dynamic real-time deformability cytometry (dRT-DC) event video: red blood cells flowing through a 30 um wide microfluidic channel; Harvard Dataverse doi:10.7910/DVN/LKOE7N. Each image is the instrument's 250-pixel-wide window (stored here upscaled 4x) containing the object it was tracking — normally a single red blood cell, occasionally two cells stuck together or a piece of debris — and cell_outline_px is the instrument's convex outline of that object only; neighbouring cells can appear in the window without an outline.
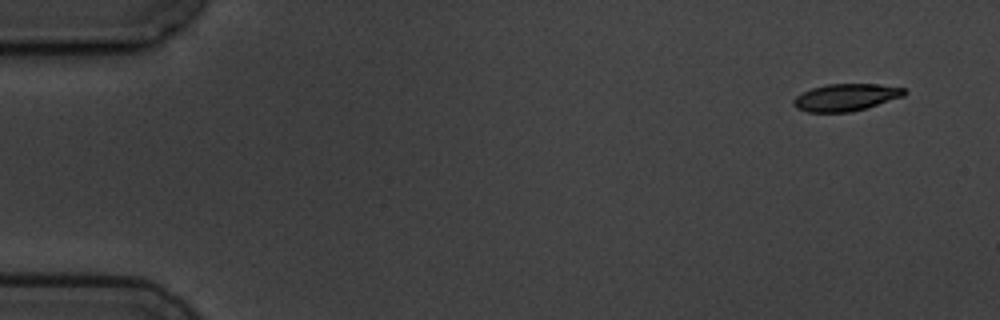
{"species": "common noctule bat (a hibernating species)", "species_latin": "Nyctalus noctula", "temperature_condition": "cold", "stored_images_in_passage": 6, "camera_frame_rate_fps": 3000, "um_per_image_px": 0.085, "animal": {"sex": "male", "body_mass_g": 19.5, "forearm_length_mm": 54.6}, "frame": {"image": 1, "passage_image": 1, "time_ms": 0.0, "image_size_px": [1000, 320], "cell_outline_px": [[908, 92], [904, 96], [852, 112], [808, 112], [796, 108], [792, 104], [792, 100], [796, 96], [812, 88], [828, 84], [880, 84], [904, 88]], "centroid_in_image_um": [71.9, 8.27], "position_along_channel_um": 13.1, "area_um2": 17.51}}
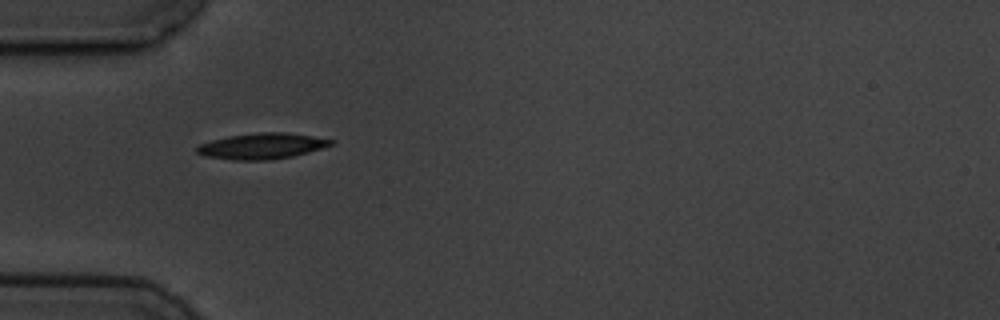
{"frame": {"image": 2, "passage_image": 5, "time_ms": 4.667, "image_size_px": [1000, 320], "cell_outline_px": [[336, 144], [308, 152], [292, 156], [268, 160], [232, 160], [204, 156], [196, 152], [196, 148], [200, 144], [212, 140], [228, 136], [260, 132], [284, 132], [312, 136], [336, 140]], "centroid_in_image_um": [22.29, 12.41], "position_along_channel_um": 62.7, "area_um2": 20.23}}
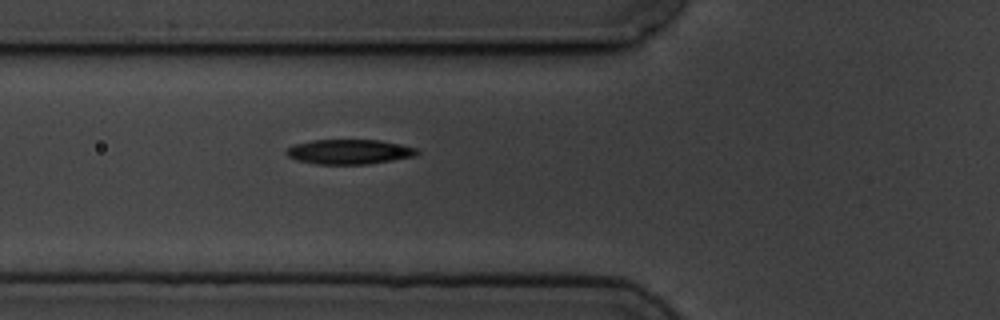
{"frame": {"image": 3, "passage_image": 6, "time_ms": 5.667, "image_size_px": [1000, 320], "cell_outline_px": [[420, 152], [416, 156], [368, 164], [316, 164], [296, 160], [288, 156], [284, 152], [292, 144], [312, 140], [380, 140], [416, 148]], "centroid_in_image_um": [29.65, 12.9], "position_along_channel_um": 96.1, "area_um2": 18.9}}